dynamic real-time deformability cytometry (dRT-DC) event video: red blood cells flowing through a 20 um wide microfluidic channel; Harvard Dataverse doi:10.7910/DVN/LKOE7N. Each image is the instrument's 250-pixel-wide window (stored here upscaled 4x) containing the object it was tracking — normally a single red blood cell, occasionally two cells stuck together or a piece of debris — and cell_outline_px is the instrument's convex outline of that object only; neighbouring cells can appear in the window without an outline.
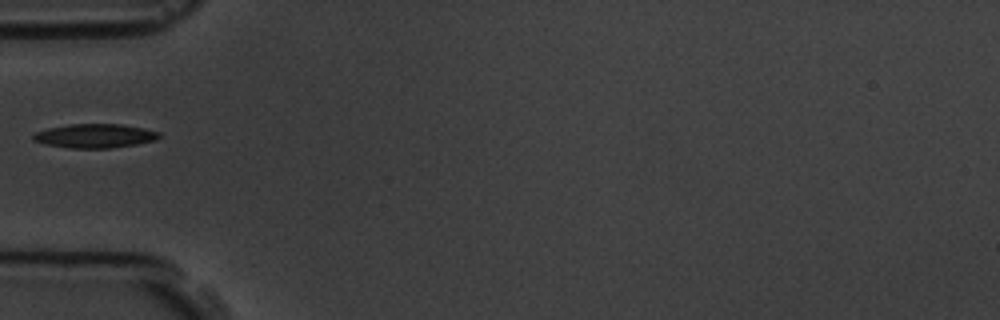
{"species": "common noctule bat (a hibernating species)", "species_latin": "Nyctalus noctula", "temperature_condition": "room temperature", "stored_images_in_passage": 5, "camera_frame_rate_fps": 3000, "um_per_image_px": 0.085, "animal": {"sex": "male", "body_mass_g": 19.5, "forearm_length_mm": 54.6}, "frame": {"image": 1, "passage_image": 4, "time_ms": 4.333, "image_size_px": [1000, 320], "cell_outline_px": [[160, 136], [156, 140], [136, 144], [108, 148], [68, 148], [44, 144], [32, 140], [32, 136], [36, 132], [48, 128], [68, 124], [120, 124], [144, 128], [160, 132]], "centroid_in_image_um": [8.04, 11.55], "position_along_channel_um": 77.0, "area_um2": 17.63}}
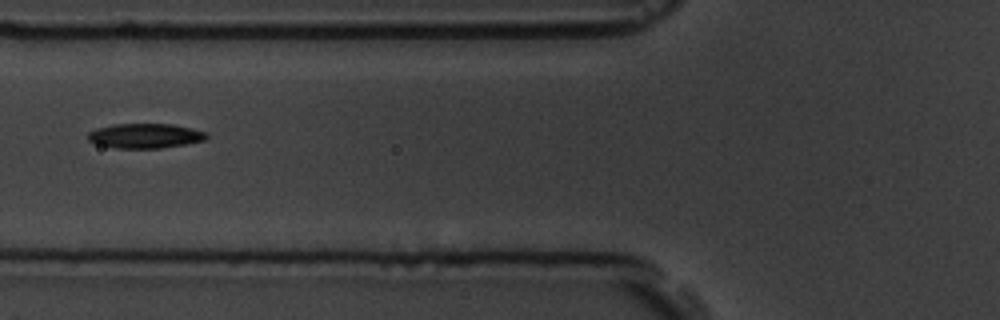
{"frame": {"image": 2, "passage_image": 5, "time_ms": 5.333, "image_size_px": [1000, 320], "cell_outline_px": [[208, 136], [204, 140], [184, 144], [160, 148], [112, 148], [96, 144], [88, 140], [88, 132], [96, 128], [112, 124], [172, 124], [192, 128], [208, 132]], "centroid_in_image_um": [12.31, 11.54], "position_along_channel_um": 113.5, "area_um2": 17.17}}